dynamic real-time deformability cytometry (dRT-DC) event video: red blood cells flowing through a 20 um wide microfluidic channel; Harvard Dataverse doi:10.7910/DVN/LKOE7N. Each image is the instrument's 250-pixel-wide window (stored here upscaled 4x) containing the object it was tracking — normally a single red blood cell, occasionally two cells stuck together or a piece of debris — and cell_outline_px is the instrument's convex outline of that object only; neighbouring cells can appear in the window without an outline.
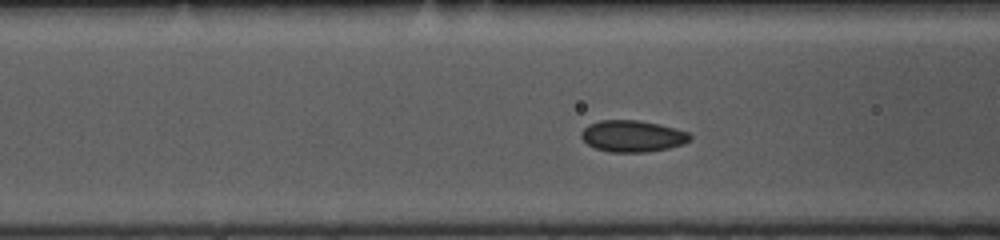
{"species": "common noctule bat (a hibernating species)", "species_latin": "Nyctalus noctula", "temperature_condition": "cold", "stored_images_in_passage": 41, "camera_frame_rate_fps": 3000, "um_per_image_px": 0.085, "animal": {"sex": "female", "body_mass_g": 10.0, "forearm_length_mm": 53.1}, "frame": {"image": 1, "passage_image": 6, "time_ms": 1.667, "image_size_px": [1000, 240], "cell_outline_px": [[692, 140], [684, 144], [668, 148], [648, 152], [612, 152], [596, 148], [588, 144], [580, 136], [580, 132], [588, 124], [600, 120], [640, 120], [660, 124], [676, 128], [688, 132], [692, 136]], "centroid_in_image_um": [53.79, 11.56], "position_along_channel_um": 112.8, "area_um2": 20.17}}
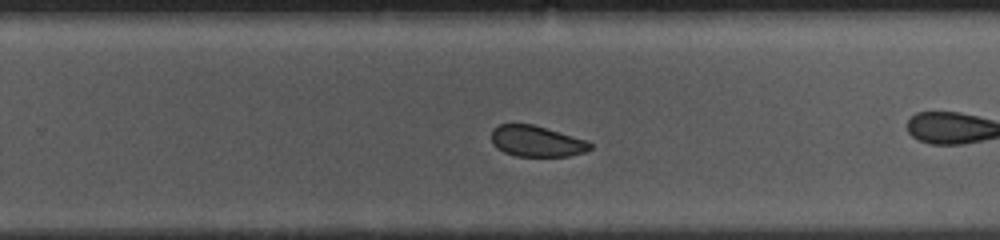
{"frame": {"image": 2, "passage_image": 20, "time_ms": 6.333, "image_size_px": [1000, 240], "cell_outline_px": [[592, 148], [584, 152], [568, 156], [516, 156], [504, 152], [496, 148], [492, 144], [492, 128], [500, 124], [532, 124], [588, 140], [592, 144]], "centroid_in_image_um": [45.6, 12.0], "position_along_channel_um": 284.2, "area_um2": 17.86}}
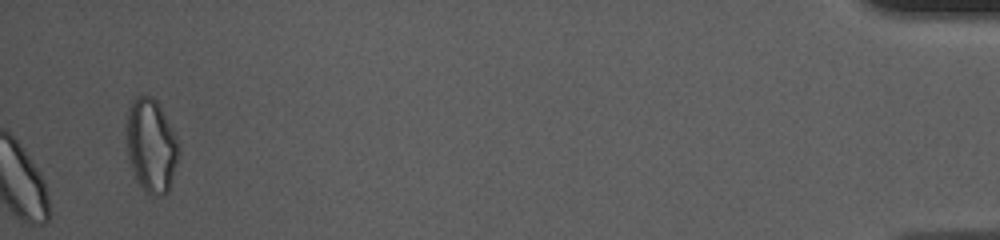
{"frame": {"image": 3, "passage_image": 41, "time_ms": 13.333, "image_size_px": [1000, 240], "cell_outline_px": [[180, 148], [176, 164], [168, 192], [164, 196], [152, 196], [140, 184], [128, 160], [128, 108], [132, 100], [136, 96], [148, 96], [156, 100], [160, 104], [180, 144]], "centroid_in_image_um": [12.89, 12.36], "position_along_channel_um": 422.3, "area_um2": 28.09}, "authors_computed_cell_mechanics": {"area_um2": 19.8254, "velocity_mm_per_s": 3.6765, "shape_relaxation_time_tau1_ms": 2.0587, "shape_relaxation_time_tau2_ms": 8.3976, "deformation_change_tau1": 0.0507, "deformation_change_tau2": 0.0972}}